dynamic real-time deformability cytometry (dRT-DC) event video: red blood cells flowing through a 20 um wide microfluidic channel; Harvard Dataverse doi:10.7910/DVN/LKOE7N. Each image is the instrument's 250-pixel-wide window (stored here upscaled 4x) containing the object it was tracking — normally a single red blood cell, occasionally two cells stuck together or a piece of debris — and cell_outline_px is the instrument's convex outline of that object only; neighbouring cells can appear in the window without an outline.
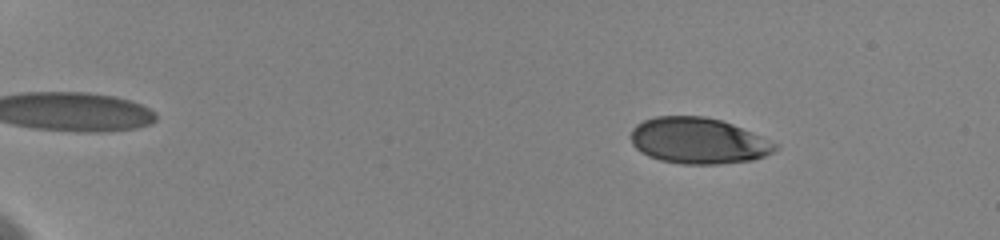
{"species": "human", "species_latin": "Homo sapiens", "temperature_condition": "cold", "stored_images_in_passage": 55, "camera_frame_rate_fps": 3000, "um_per_image_px": 0.085, "donor": {"sex": "female"}, "frame": {"image": 1, "passage_image": 7, "time_ms": 2.333, "image_size_px": [1000, 240], "cell_outline_px": [[780, 144], [772, 152], [764, 156], [752, 160], [716, 164], [680, 164], [660, 160], [648, 156], [640, 152], [632, 144], [632, 128], [636, 124], [644, 120], [656, 116], [704, 116], [720, 120], [732, 124], [752, 132]], "centroid_in_image_um": [59.35, 11.96], "position_along_channel_um": 25.7, "area_um2": 38.73}}
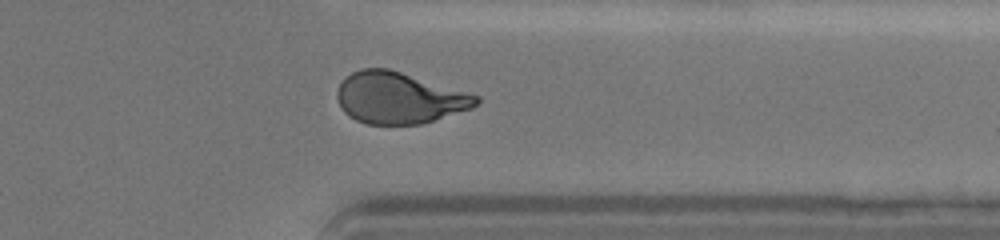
{"frame": {"image": 2, "passage_image": 46, "time_ms": 15.667, "image_size_px": [1000, 240], "cell_outline_px": [[480, 100], [472, 108], [420, 124], [368, 124], [356, 120], [348, 116], [340, 108], [336, 96], [336, 92], [340, 84], [352, 72], [360, 68], [388, 68], [480, 96]], "centroid_in_image_um": [33.89, 8.32], "position_along_channel_um": 377.5, "area_um2": 41.38}}
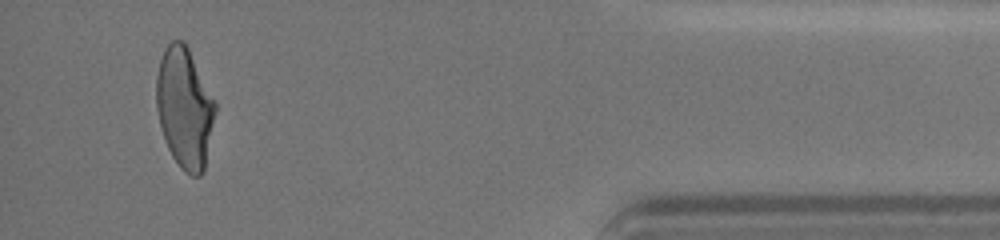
{"frame": {"image": 3, "passage_image": 53, "time_ms": 18.0, "image_size_px": [1000, 240], "cell_outline_px": [[216, 112], [204, 172], [200, 176], [192, 176], [184, 172], [180, 168], [172, 156], [168, 148], [160, 124], [156, 108], [156, 76], [160, 60], [164, 48], [172, 40], [184, 40], [216, 100]], "centroid_in_image_um": [15.7, 9.17], "position_along_channel_um": 419.5, "area_um2": 41.73}, "authors_computed_cell_mechanics": {"area_um2": 41.616, "velocity_mm_per_s": 3.5968, "shape_relaxation_time_tau1_ms": 5.1581, "shape_relaxation_time_tau2_ms": 0.748, "deformation_change_tau1": 0.178, "deformation_change_tau2": 0.0685}}